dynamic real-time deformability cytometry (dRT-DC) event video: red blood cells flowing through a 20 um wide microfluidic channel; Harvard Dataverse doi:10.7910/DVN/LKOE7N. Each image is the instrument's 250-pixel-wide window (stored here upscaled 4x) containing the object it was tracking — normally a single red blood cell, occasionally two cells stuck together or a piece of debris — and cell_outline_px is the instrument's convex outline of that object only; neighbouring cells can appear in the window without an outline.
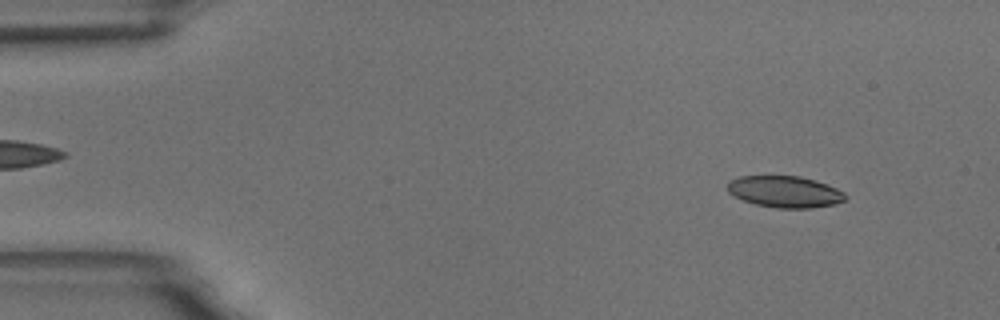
{"species": "common noctule bat (a hibernating species)", "species_latin": "Nyctalus noctula", "temperature_condition": "room temperature", "stored_images_in_passage": 58, "camera_frame_rate_fps": 3000, "um_per_image_px": 0.085, "animal": {"sex": "male", "body_mass_g": 18.8}, "frame": {"image": 1, "passage_image": 6, "time_ms": 1.667, "image_size_px": [1000, 320], "cell_outline_px": [[848, 196], [844, 200], [836, 204], [812, 208], [776, 208], [756, 204], [744, 200], [728, 192], [728, 180], [740, 176], [800, 176], [816, 180], [836, 188], [844, 192]], "centroid_in_image_um": [66.74, 16.29], "position_along_channel_um": 18.3, "area_um2": 21.68}}
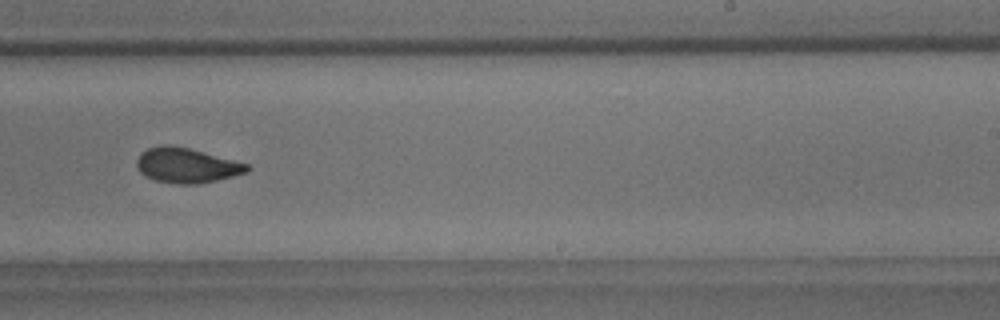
{"frame": {"image": 2, "passage_image": 36, "time_ms": 11.667, "image_size_px": [1000, 320], "cell_outline_px": [[252, 168], [248, 172], [216, 180], [196, 184], [176, 184], [156, 180], [140, 172], [136, 164], [136, 160], [140, 152], [148, 148], [164, 144], [172, 144], [188, 148], [248, 164]], "centroid_in_image_um": [15.84, 14.05], "position_along_channel_um": 273.2, "area_um2": 22.31}}
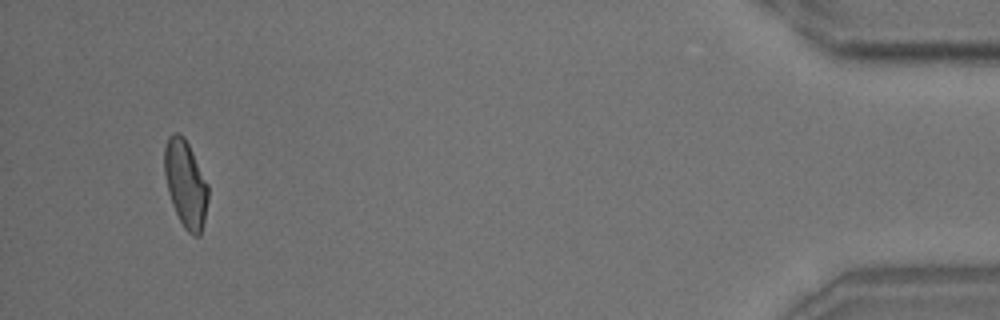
{"frame": {"image": 3, "passage_image": 55, "time_ms": 18.0, "image_size_px": [1000, 320], "cell_outline_px": [[208, 200], [204, 220], [200, 236], [192, 236], [184, 228], [172, 204], [168, 192], [164, 172], [164, 148], [168, 136], [172, 132], [176, 132], [184, 136], [208, 184]], "centroid_in_image_um": [15.76, 15.62], "position_along_channel_um": 419.4, "area_um2": 22.14}, "authors_computed_cell_mechanics": {"area_um2": 22.4842, "velocity_mm_per_s": 3.4878, "shape_relaxation_time_tau1_ms": 9.0731, "shape_relaxation_time_tau2_ms": 1.8547, "deformation_change_tau1": 0.1774, "deformation_change_tau2": 0.0749}}